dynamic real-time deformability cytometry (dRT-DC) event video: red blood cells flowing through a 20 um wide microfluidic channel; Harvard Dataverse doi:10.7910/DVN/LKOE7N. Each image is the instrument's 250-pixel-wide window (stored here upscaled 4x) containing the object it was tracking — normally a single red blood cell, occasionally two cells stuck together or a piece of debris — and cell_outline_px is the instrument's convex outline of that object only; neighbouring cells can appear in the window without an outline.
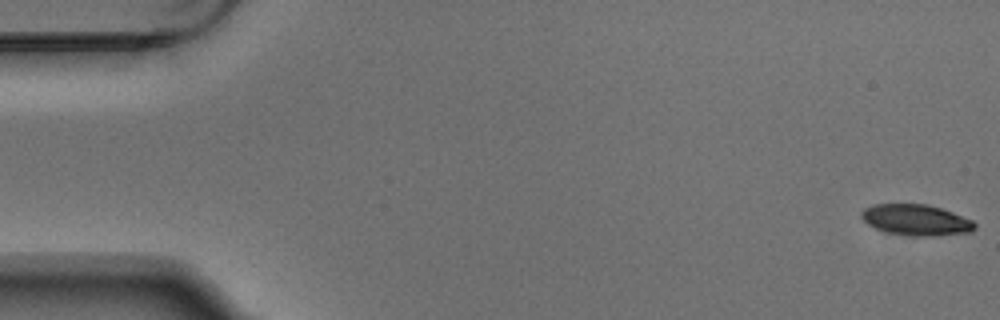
{"species": "Egyptian fruit bat (a non-hibernating species)", "species_latin": "Rousettus aegyptiacus", "temperature_condition": "warm", "stored_images_in_passage": 5, "camera_frame_rate_fps": 3000, "um_per_image_px": 0.085, "animal": {"sex": "male"}, "frame": {"image": 1, "passage_image": 1, "time_ms": 0.0, "image_size_px": [1000, 320], "cell_outline_px": [[976, 228], [972, 232], [932, 236], [916, 236], [888, 232], [876, 228], [868, 224], [860, 216], [860, 212], [864, 208], [872, 204], [928, 204], [952, 212], [972, 220], [976, 224]], "centroid_in_image_um": [77.87, 18.69], "position_along_channel_um": 7.1, "area_um2": 20.4}}
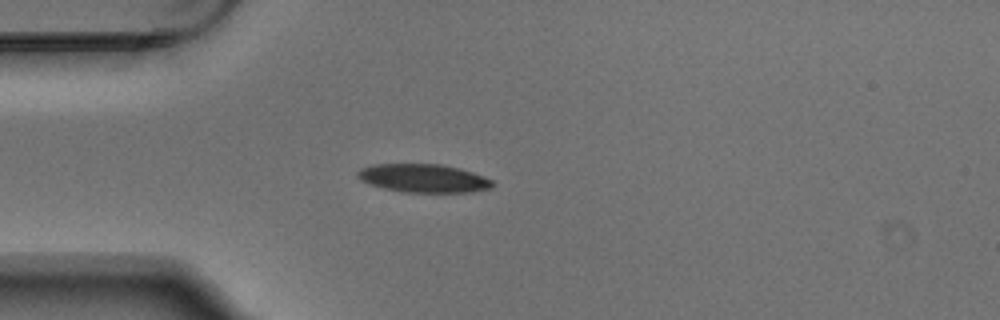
{"frame": {"image": 2, "passage_image": 5, "time_ms": 1.333, "image_size_px": [1000, 320], "cell_outline_px": [[492, 188], [472, 192], [404, 192], [384, 188], [360, 180], [356, 176], [356, 172], [360, 168], [372, 164], [440, 164], [460, 168], [472, 172], [492, 180]], "centroid_in_image_um": [35.97, 15.14], "position_along_channel_um": 49.0, "area_um2": 22.25}}